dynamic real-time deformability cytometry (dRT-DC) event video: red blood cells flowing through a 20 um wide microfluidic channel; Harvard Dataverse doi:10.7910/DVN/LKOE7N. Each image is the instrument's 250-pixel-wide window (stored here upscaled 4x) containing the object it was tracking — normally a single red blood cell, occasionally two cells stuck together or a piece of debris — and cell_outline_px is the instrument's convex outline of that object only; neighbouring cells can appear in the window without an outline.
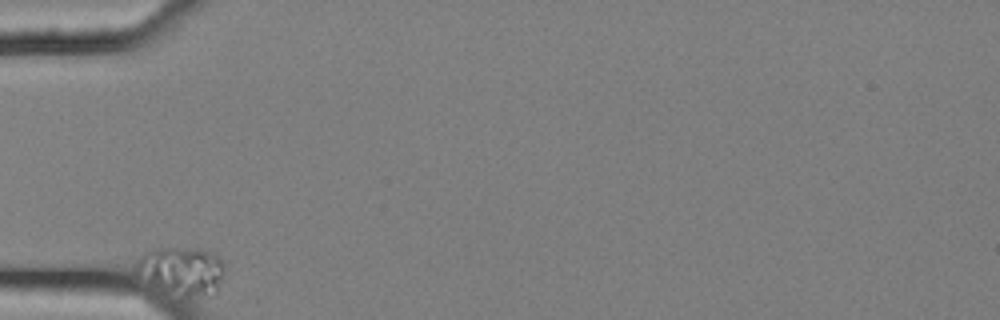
{"species": "common noctule bat (a hibernating species)", "species_latin": "Nyctalus noctula", "temperature_condition": "cold", "stored_images_in_passage": 5, "camera_frame_rate_fps": 3000, "um_per_image_px": 0.085, "animal": {"sex": "female", "body_mass_g": 25.1}, "frame": {"image": 1, "passage_image": 1, "time_ms": 0.0, "image_size_px": [1000, 320], "cell_outline_px": [[224, 276], [216, 292], [188, 296], [184, 296], [164, 288], [148, 280], [136, 272], [140, 256], [144, 252], [152, 248], [200, 248], [220, 256], [224, 264]], "centroid_in_image_um": [15.52, 22.94], "position_along_channel_um": 69.5, "area_um2": 24.04}}
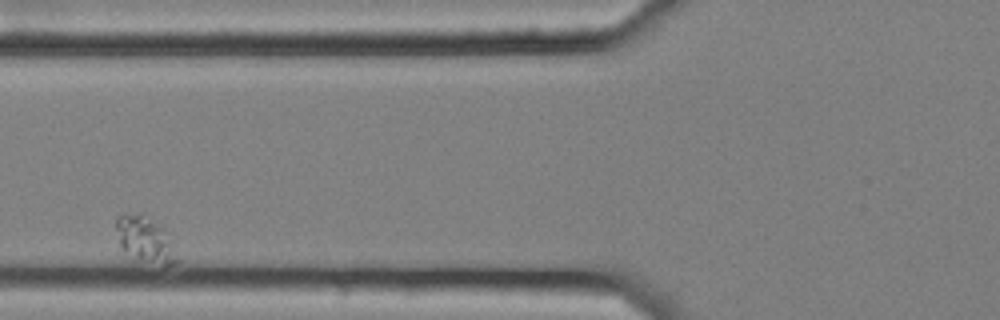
{"frame": {"image": 2, "passage_image": 3, "time_ms": 0.667, "image_size_px": [1000, 320], "cell_outline_px": [[180, 260], [176, 264], [164, 264], [140, 260], [120, 248], [116, 228], [116, 216], [124, 212], [144, 212], [164, 228]], "centroid_in_image_um": [12.32, 20.28], "position_along_channel_um": 113.5, "area_um2": 16.47}}
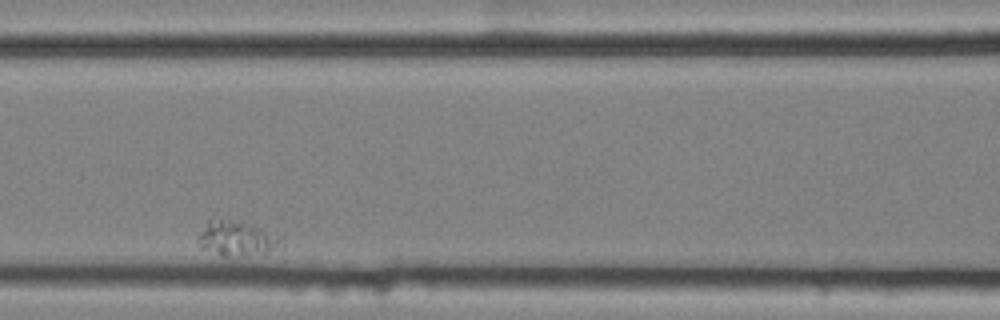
{"frame": {"image": 3, "passage_image": 4, "time_ms": 1.0, "image_size_px": [1000, 320], "cell_outline_px": [[284, 248], [268, 252], [224, 256], [220, 256], [200, 248], [200, 236], [208, 220], [212, 216], [240, 220], [252, 224], [284, 244]], "centroid_in_image_um": [20.05, 20.24], "position_along_channel_um": 146.5, "area_um2": 16.53}}